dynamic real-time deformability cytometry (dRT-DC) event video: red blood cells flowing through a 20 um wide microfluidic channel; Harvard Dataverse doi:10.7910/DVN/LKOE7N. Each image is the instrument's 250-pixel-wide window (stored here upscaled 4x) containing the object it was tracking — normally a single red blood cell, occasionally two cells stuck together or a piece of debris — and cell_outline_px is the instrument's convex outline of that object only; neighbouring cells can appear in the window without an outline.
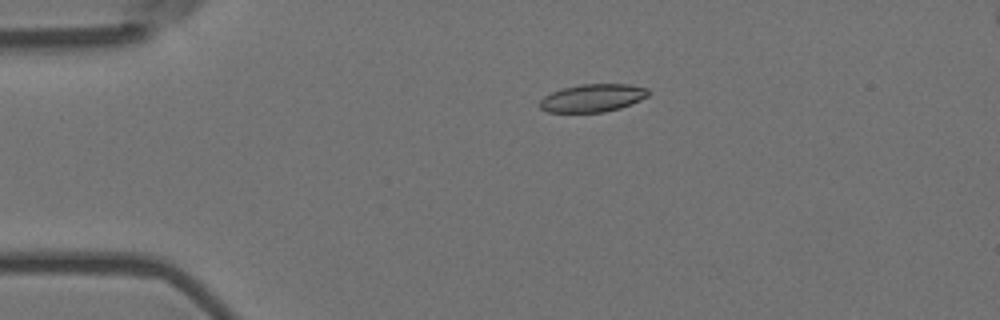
{"species": "Egyptian fruit bat (a non-hibernating species)", "species_latin": "Rousettus aegyptiacus", "temperature_condition": "room temperature", "stored_images_in_passage": 6, "camera_frame_rate_fps": 3000, "um_per_image_px": 0.085, "animal": {"sex": "female"}, "frame": {"image": 1, "passage_image": 4, "time_ms": 1.0, "image_size_px": [1000, 320], "cell_outline_px": [[648, 96], [640, 100], [620, 108], [604, 112], [548, 112], [540, 108], [540, 100], [544, 96], [552, 92], [564, 88], [580, 84], [628, 84], [648, 88]], "centroid_in_image_um": [50.37, 8.33], "position_along_channel_um": 34.6, "area_um2": 17.51}}
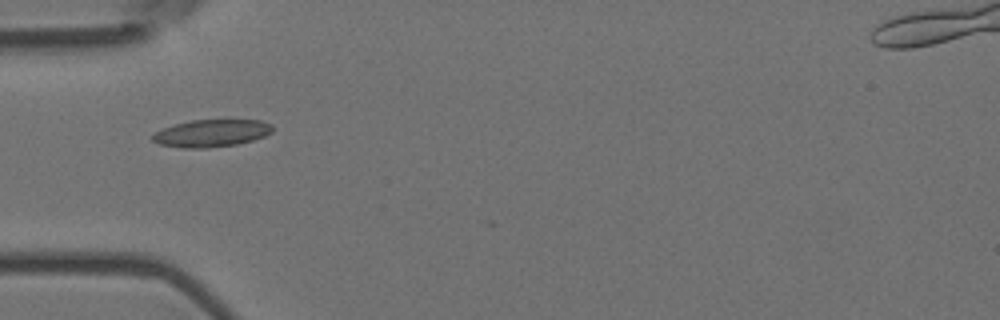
{"frame": {"image": 2, "passage_image": 6, "time_ms": 1.667, "image_size_px": [1000, 320], "cell_outline_px": [[272, 132], [264, 136], [252, 140], [236, 144], [208, 148], [184, 148], [160, 144], [152, 140], [152, 136], [156, 132], [164, 128], [176, 124], [192, 120], [260, 120], [272, 124]], "centroid_in_image_um": [17.99, 11.32], "position_along_channel_um": 67.0, "area_um2": 18.9}}